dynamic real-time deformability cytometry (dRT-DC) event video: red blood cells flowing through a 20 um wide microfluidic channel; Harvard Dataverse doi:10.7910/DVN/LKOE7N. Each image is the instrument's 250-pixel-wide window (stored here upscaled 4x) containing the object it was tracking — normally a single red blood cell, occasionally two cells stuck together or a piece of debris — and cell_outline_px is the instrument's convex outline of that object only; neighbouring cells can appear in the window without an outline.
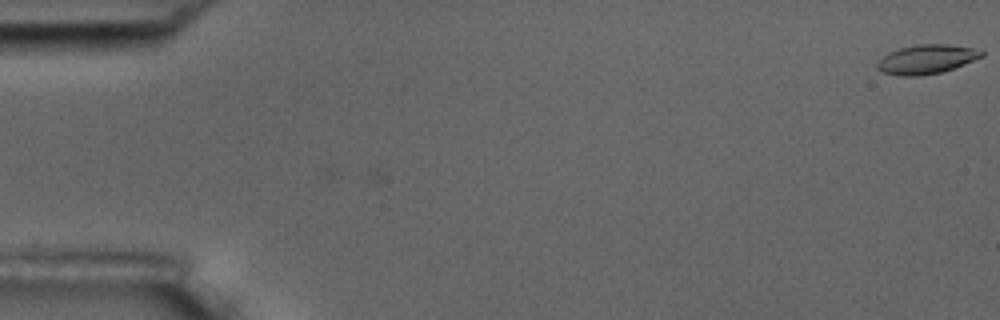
{"species": "common noctule bat (a hibernating species)", "species_latin": "Nyctalus noctula", "temperature_condition": "room temperature", "stored_images_in_passage": 48, "camera_frame_rate_fps": 3000, "um_per_image_px": 0.085, "animal": {"sex": "male", "body_mass_g": 17.5, "forearm_length_mm": 52.3}, "frame": {"image": 1, "passage_image": 1, "time_ms": 0.0, "image_size_px": [1000, 320], "cell_outline_px": [[984, 56], [964, 64], [940, 72], [920, 76], [900, 76], [884, 72], [876, 68], [876, 64], [888, 52], [900, 48], [916, 44], [948, 44], [972, 48], [984, 52]], "centroid_in_image_um": [78.74, 5.03], "position_along_channel_um": 6.3, "area_um2": 17.57}}
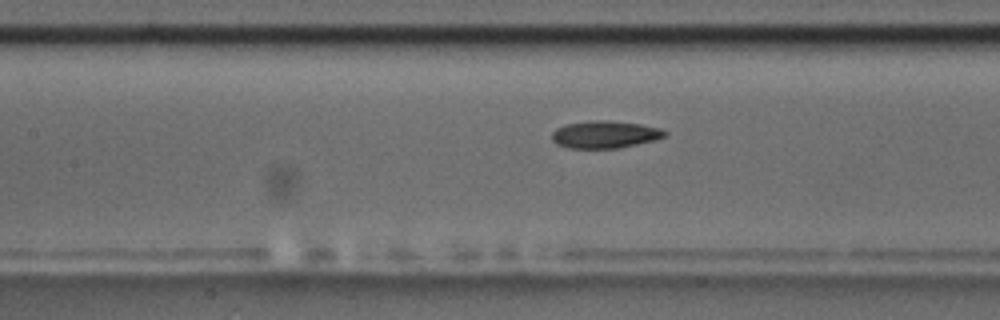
{"frame": {"image": 2, "passage_image": 26, "time_ms": 8.333, "image_size_px": [1000, 320], "cell_outline_px": [[668, 132], [664, 136], [656, 140], [620, 148], [568, 148], [556, 144], [552, 140], [552, 132], [556, 128], [564, 124], [592, 120], [608, 120], [640, 124], [660, 128]], "centroid_in_image_um": [51.4, 11.43], "position_along_channel_um": 156.0, "area_um2": 18.15}}
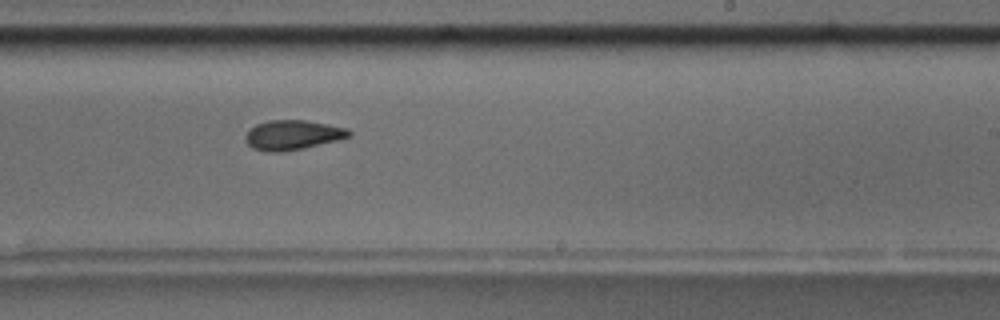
{"frame": {"image": 3, "passage_image": 35, "time_ms": 11.333, "image_size_px": [1000, 320], "cell_outline_px": [[352, 136], [304, 148], [280, 152], [268, 152], [252, 148], [244, 140], [244, 136], [256, 124], [268, 120], [308, 120], [348, 128], [352, 132]], "centroid_in_image_um": [24.88, 11.47], "position_along_channel_um": 264.1, "area_um2": 17.98}, "authors_computed_cell_mechanics": {"area_um2": 17.7446, "velocity_mm_per_s": 3.6229, "shape_relaxation_time_tau1_ms": null, "shape_relaxation_time_tau2_ms": 5.2004, "deformation_change_tau1": null, "deformation_change_tau2": 0.1195}}